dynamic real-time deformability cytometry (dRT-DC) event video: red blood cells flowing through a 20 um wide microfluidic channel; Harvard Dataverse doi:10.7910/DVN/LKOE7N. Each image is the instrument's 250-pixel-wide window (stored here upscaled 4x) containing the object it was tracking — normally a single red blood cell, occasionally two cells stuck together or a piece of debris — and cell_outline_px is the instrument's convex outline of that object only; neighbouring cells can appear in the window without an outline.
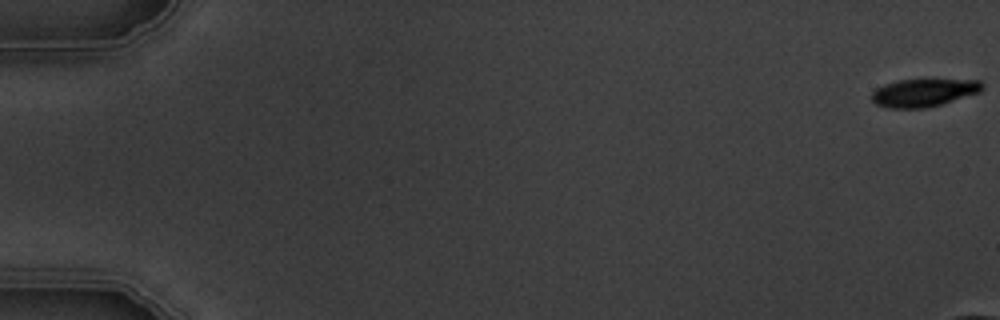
{"species": "common noctule bat (a hibernating species)", "species_latin": "Nyctalus noctula", "temperature_condition": "warm", "stored_images_in_passage": 4, "camera_frame_rate_fps": 3000, "um_per_image_px": 0.085, "animal": {"sex": "male", "body_mass_g": 19.5, "forearm_length_mm": 54.6}, "frame": {"image": 1, "passage_image": 1, "time_ms": 0.0, "image_size_px": [1000, 320], "cell_outline_px": [[984, 88], [980, 92], [928, 108], [888, 108], [876, 104], [872, 100], [872, 92], [876, 88], [884, 84], [896, 80], [980, 80], [984, 84]], "centroid_in_image_um": [78.51, 7.88], "position_along_channel_um": 6.5, "area_um2": 17.92}}